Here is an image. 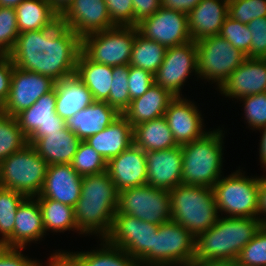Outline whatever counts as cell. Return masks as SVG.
I'll return each instance as SVG.
<instances>
[{"label": "cell", "mask_w": 266, "mask_h": 266, "mask_svg": "<svg viewBox=\"0 0 266 266\" xmlns=\"http://www.w3.org/2000/svg\"><path fill=\"white\" fill-rule=\"evenodd\" d=\"M222 130L181 145L182 184L212 188L221 177Z\"/></svg>", "instance_id": "cell-4"}, {"label": "cell", "mask_w": 266, "mask_h": 266, "mask_svg": "<svg viewBox=\"0 0 266 266\" xmlns=\"http://www.w3.org/2000/svg\"><path fill=\"white\" fill-rule=\"evenodd\" d=\"M15 11L19 33L50 28L60 20L47 0H24Z\"/></svg>", "instance_id": "cell-32"}, {"label": "cell", "mask_w": 266, "mask_h": 266, "mask_svg": "<svg viewBox=\"0 0 266 266\" xmlns=\"http://www.w3.org/2000/svg\"><path fill=\"white\" fill-rule=\"evenodd\" d=\"M217 210L230 217L258 218L259 178H246L237 171L212 187Z\"/></svg>", "instance_id": "cell-10"}, {"label": "cell", "mask_w": 266, "mask_h": 266, "mask_svg": "<svg viewBox=\"0 0 266 266\" xmlns=\"http://www.w3.org/2000/svg\"><path fill=\"white\" fill-rule=\"evenodd\" d=\"M24 0H0V7L16 8Z\"/></svg>", "instance_id": "cell-57"}, {"label": "cell", "mask_w": 266, "mask_h": 266, "mask_svg": "<svg viewBox=\"0 0 266 266\" xmlns=\"http://www.w3.org/2000/svg\"><path fill=\"white\" fill-rule=\"evenodd\" d=\"M201 0H161V7L180 11L187 15L200 3Z\"/></svg>", "instance_id": "cell-51"}, {"label": "cell", "mask_w": 266, "mask_h": 266, "mask_svg": "<svg viewBox=\"0 0 266 266\" xmlns=\"http://www.w3.org/2000/svg\"><path fill=\"white\" fill-rule=\"evenodd\" d=\"M133 144L145 152L178 146L164 116L133 126Z\"/></svg>", "instance_id": "cell-31"}, {"label": "cell", "mask_w": 266, "mask_h": 266, "mask_svg": "<svg viewBox=\"0 0 266 266\" xmlns=\"http://www.w3.org/2000/svg\"><path fill=\"white\" fill-rule=\"evenodd\" d=\"M14 64L9 54H0V107L7 100Z\"/></svg>", "instance_id": "cell-48"}, {"label": "cell", "mask_w": 266, "mask_h": 266, "mask_svg": "<svg viewBox=\"0 0 266 266\" xmlns=\"http://www.w3.org/2000/svg\"><path fill=\"white\" fill-rule=\"evenodd\" d=\"M128 75L129 65L113 67V80L109 98L106 102L108 105L115 108L120 114H123L131 102L128 87Z\"/></svg>", "instance_id": "cell-39"}, {"label": "cell", "mask_w": 266, "mask_h": 266, "mask_svg": "<svg viewBox=\"0 0 266 266\" xmlns=\"http://www.w3.org/2000/svg\"><path fill=\"white\" fill-rule=\"evenodd\" d=\"M54 88L56 113L65 121L95 101L90 90L75 73L56 81Z\"/></svg>", "instance_id": "cell-28"}, {"label": "cell", "mask_w": 266, "mask_h": 266, "mask_svg": "<svg viewBox=\"0 0 266 266\" xmlns=\"http://www.w3.org/2000/svg\"><path fill=\"white\" fill-rule=\"evenodd\" d=\"M136 28L143 38L156 41L166 48L180 46L192 40L188 29V15L163 7L152 16L140 20Z\"/></svg>", "instance_id": "cell-13"}, {"label": "cell", "mask_w": 266, "mask_h": 266, "mask_svg": "<svg viewBox=\"0 0 266 266\" xmlns=\"http://www.w3.org/2000/svg\"><path fill=\"white\" fill-rule=\"evenodd\" d=\"M166 50L164 45L143 38L137 33L133 42L129 65L155 74L163 62Z\"/></svg>", "instance_id": "cell-34"}, {"label": "cell", "mask_w": 266, "mask_h": 266, "mask_svg": "<svg viewBox=\"0 0 266 266\" xmlns=\"http://www.w3.org/2000/svg\"><path fill=\"white\" fill-rule=\"evenodd\" d=\"M219 89L234 98L266 92V58L247 57Z\"/></svg>", "instance_id": "cell-21"}, {"label": "cell", "mask_w": 266, "mask_h": 266, "mask_svg": "<svg viewBox=\"0 0 266 266\" xmlns=\"http://www.w3.org/2000/svg\"><path fill=\"white\" fill-rule=\"evenodd\" d=\"M172 221L194 237L207 231L218 220L212 188L180 184L169 191Z\"/></svg>", "instance_id": "cell-5"}, {"label": "cell", "mask_w": 266, "mask_h": 266, "mask_svg": "<svg viewBox=\"0 0 266 266\" xmlns=\"http://www.w3.org/2000/svg\"><path fill=\"white\" fill-rule=\"evenodd\" d=\"M42 214L44 230L66 231L77 229L72 206L48 198H37Z\"/></svg>", "instance_id": "cell-33"}, {"label": "cell", "mask_w": 266, "mask_h": 266, "mask_svg": "<svg viewBox=\"0 0 266 266\" xmlns=\"http://www.w3.org/2000/svg\"><path fill=\"white\" fill-rule=\"evenodd\" d=\"M236 263L237 266H266V224L241 250Z\"/></svg>", "instance_id": "cell-40"}, {"label": "cell", "mask_w": 266, "mask_h": 266, "mask_svg": "<svg viewBox=\"0 0 266 266\" xmlns=\"http://www.w3.org/2000/svg\"><path fill=\"white\" fill-rule=\"evenodd\" d=\"M104 242L103 248L99 251L77 253L83 266H140L127 252L105 240Z\"/></svg>", "instance_id": "cell-35"}, {"label": "cell", "mask_w": 266, "mask_h": 266, "mask_svg": "<svg viewBox=\"0 0 266 266\" xmlns=\"http://www.w3.org/2000/svg\"><path fill=\"white\" fill-rule=\"evenodd\" d=\"M136 26H115L82 38V52L93 62L107 66L129 65Z\"/></svg>", "instance_id": "cell-8"}, {"label": "cell", "mask_w": 266, "mask_h": 266, "mask_svg": "<svg viewBox=\"0 0 266 266\" xmlns=\"http://www.w3.org/2000/svg\"><path fill=\"white\" fill-rule=\"evenodd\" d=\"M263 132L261 142H260V160L263 165L266 166V126L261 128ZM266 168V167H264Z\"/></svg>", "instance_id": "cell-55"}, {"label": "cell", "mask_w": 266, "mask_h": 266, "mask_svg": "<svg viewBox=\"0 0 266 266\" xmlns=\"http://www.w3.org/2000/svg\"><path fill=\"white\" fill-rule=\"evenodd\" d=\"M192 70L198 73L197 45L193 40L167 48L163 62L154 74L155 84L175 97L180 96L181 87Z\"/></svg>", "instance_id": "cell-15"}, {"label": "cell", "mask_w": 266, "mask_h": 266, "mask_svg": "<svg viewBox=\"0 0 266 266\" xmlns=\"http://www.w3.org/2000/svg\"><path fill=\"white\" fill-rule=\"evenodd\" d=\"M26 196L20 192L0 187V232L2 245L12 234L15 225V215Z\"/></svg>", "instance_id": "cell-37"}, {"label": "cell", "mask_w": 266, "mask_h": 266, "mask_svg": "<svg viewBox=\"0 0 266 266\" xmlns=\"http://www.w3.org/2000/svg\"><path fill=\"white\" fill-rule=\"evenodd\" d=\"M192 102L176 96L167 107L164 117L178 145L201 138L206 132L202 130V118Z\"/></svg>", "instance_id": "cell-22"}, {"label": "cell", "mask_w": 266, "mask_h": 266, "mask_svg": "<svg viewBox=\"0 0 266 266\" xmlns=\"http://www.w3.org/2000/svg\"><path fill=\"white\" fill-rule=\"evenodd\" d=\"M154 84V74L129 65L128 87L131 101L144 95Z\"/></svg>", "instance_id": "cell-45"}, {"label": "cell", "mask_w": 266, "mask_h": 266, "mask_svg": "<svg viewBox=\"0 0 266 266\" xmlns=\"http://www.w3.org/2000/svg\"><path fill=\"white\" fill-rule=\"evenodd\" d=\"M251 34L250 58H266V16L247 24Z\"/></svg>", "instance_id": "cell-47"}, {"label": "cell", "mask_w": 266, "mask_h": 266, "mask_svg": "<svg viewBox=\"0 0 266 266\" xmlns=\"http://www.w3.org/2000/svg\"><path fill=\"white\" fill-rule=\"evenodd\" d=\"M219 35L250 58L252 34L247 25L227 16L221 26Z\"/></svg>", "instance_id": "cell-41"}, {"label": "cell", "mask_w": 266, "mask_h": 266, "mask_svg": "<svg viewBox=\"0 0 266 266\" xmlns=\"http://www.w3.org/2000/svg\"><path fill=\"white\" fill-rule=\"evenodd\" d=\"M263 224V218L218 217L211 228L195 237L193 263L236 261Z\"/></svg>", "instance_id": "cell-2"}, {"label": "cell", "mask_w": 266, "mask_h": 266, "mask_svg": "<svg viewBox=\"0 0 266 266\" xmlns=\"http://www.w3.org/2000/svg\"><path fill=\"white\" fill-rule=\"evenodd\" d=\"M50 6L61 15L68 6L73 2V0H47Z\"/></svg>", "instance_id": "cell-54"}, {"label": "cell", "mask_w": 266, "mask_h": 266, "mask_svg": "<svg viewBox=\"0 0 266 266\" xmlns=\"http://www.w3.org/2000/svg\"><path fill=\"white\" fill-rule=\"evenodd\" d=\"M28 144L17 119L0 111V163Z\"/></svg>", "instance_id": "cell-36"}, {"label": "cell", "mask_w": 266, "mask_h": 266, "mask_svg": "<svg viewBox=\"0 0 266 266\" xmlns=\"http://www.w3.org/2000/svg\"><path fill=\"white\" fill-rule=\"evenodd\" d=\"M60 22L81 39L115 27L110 20L105 0H73L60 15Z\"/></svg>", "instance_id": "cell-17"}, {"label": "cell", "mask_w": 266, "mask_h": 266, "mask_svg": "<svg viewBox=\"0 0 266 266\" xmlns=\"http://www.w3.org/2000/svg\"><path fill=\"white\" fill-rule=\"evenodd\" d=\"M111 22L115 26H134L132 0H105Z\"/></svg>", "instance_id": "cell-46"}, {"label": "cell", "mask_w": 266, "mask_h": 266, "mask_svg": "<svg viewBox=\"0 0 266 266\" xmlns=\"http://www.w3.org/2000/svg\"><path fill=\"white\" fill-rule=\"evenodd\" d=\"M55 82L51 77L14 66L10 91L0 111L15 117L21 111L30 108L41 96L54 89Z\"/></svg>", "instance_id": "cell-14"}, {"label": "cell", "mask_w": 266, "mask_h": 266, "mask_svg": "<svg viewBox=\"0 0 266 266\" xmlns=\"http://www.w3.org/2000/svg\"><path fill=\"white\" fill-rule=\"evenodd\" d=\"M85 142L108 162L133 144V126L121 114L109 126Z\"/></svg>", "instance_id": "cell-25"}, {"label": "cell", "mask_w": 266, "mask_h": 266, "mask_svg": "<svg viewBox=\"0 0 266 266\" xmlns=\"http://www.w3.org/2000/svg\"><path fill=\"white\" fill-rule=\"evenodd\" d=\"M117 203L118 191L107 171L83 176L81 196L74 207L78 230L100 233L104 239L111 230Z\"/></svg>", "instance_id": "cell-3"}, {"label": "cell", "mask_w": 266, "mask_h": 266, "mask_svg": "<svg viewBox=\"0 0 266 266\" xmlns=\"http://www.w3.org/2000/svg\"><path fill=\"white\" fill-rule=\"evenodd\" d=\"M15 118L29 144L49 133L66 128L65 120L56 113L55 88L41 96L30 108L18 113Z\"/></svg>", "instance_id": "cell-16"}, {"label": "cell", "mask_w": 266, "mask_h": 266, "mask_svg": "<svg viewBox=\"0 0 266 266\" xmlns=\"http://www.w3.org/2000/svg\"><path fill=\"white\" fill-rule=\"evenodd\" d=\"M49 266H83L76 253H55L50 257Z\"/></svg>", "instance_id": "cell-52"}, {"label": "cell", "mask_w": 266, "mask_h": 266, "mask_svg": "<svg viewBox=\"0 0 266 266\" xmlns=\"http://www.w3.org/2000/svg\"><path fill=\"white\" fill-rule=\"evenodd\" d=\"M70 164L81 176L99 174L107 171V162L85 141H81Z\"/></svg>", "instance_id": "cell-38"}, {"label": "cell", "mask_w": 266, "mask_h": 266, "mask_svg": "<svg viewBox=\"0 0 266 266\" xmlns=\"http://www.w3.org/2000/svg\"><path fill=\"white\" fill-rule=\"evenodd\" d=\"M198 75L214 80L219 88L247 58L241 50L234 48L220 35L196 41Z\"/></svg>", "instance_id": "cell-11"}, {"label": "cell", "mask_w": 266, "mask_h": 266, "mask_svg": "<svg viewBox=\"0 0 266 266\" xmlns=\"http://www.w3.org/2000/svg\"><path fill=\"white\" fill-rule=\"evenodd\" d=\"M113 67L91 61L82 51L79 54L75 74L93 95L95 101L106 102L112 85Z\"/></svg>", "instance_id": "cell-30"}, {"label": "cell", "mask_w": 266, "mask_h": 266, "mask_svg": "<svg viewBox=\"0 0 266 266\" xmlns=\"http://www.w3.org/2000/svg\"><path fill=\"white\" fill-rule=\"evenodd\" d=\"M32 199L34 197H26L19 205L13 234L1 246L24 248L25 244L37 241L46 233L38 200Z\"/></svg>", "instance_id": "cell-24"}, {"label": "cell", "mask_w": 266, "mask_h": 266, "mask_svg": "<svg viewBox=\"0 0 266 266\" xmlns=\"http://www.w3.org/2000/svg\"><path fill=\"white\" fill-rule=\"evenodd\" d=\"M115 214H127L155 225L172 219L170 194L149 184L127 188L118 192Z\"/></svg>", "instance_id": "cell-9"}, {"label": "cell", "mask_w": 266, "mask_h": 266, "mask_svg": "<svg viewBox=\"0 0 266 266\" xmlns=\"http://www.w3.org/2000/svg\"><path fill=\"white\" fill-rule=\"evenodd\" d=\"M47 167L45 159L28 143L0 163V187L36 197L44 185Z\"/></svg>", "instance_id": "cell-6"}, {"label": "cell", "mask_w": 266, "mask_h": 266, "mask_svg": "<svg viewBox=\"0 0 266 266\" xmlns=\"http://www.w3.org/2000/svg\"><path fill=\"white\" fill-rule=\"evenodd\" d=\"M82 39L60 20L50 28L19 33L9 53L19 69L59 81L75 73Z\"/></svg>", "instance_id": "cell-1"}, {"label": "cell", "mask_w": 266, "mask_h": 266, "mask_svg": "<svg viewBox=\"0 0 266 266\" xmlns=\"http://www.w3.org/2000/svg\"><path fill=\"white\" fill-rule=\"evenodd\" d=\"M184 266H199V263H192V264H187V265H184Z\"/></svg>", "instance_id": "cell-58"}, {"label": "cell", "mask_w": 266, "mask_h": 266, "mask_svg": "<svg viewBox=\"0 0 266 266\" xmlns=\"http://www.w3.org/2000/svg\"><path fill=\"white\" fill-rule=\"evenodd\" d=\"M228 16L247 25L266 16V0H228Z\"/></svg>", "instance_id": "cell-42"}, {"label": "cell", "mask_w": 266, "mask_h": 266, "mask_svg": "<svg viewBox=\"0 0 266 266\" xmlns=\"http://www.w3.org/2000/svg\"><path fill=\"white\" fill-rule=\"evenodd\" d=\"M227 16L228 0H201L188 14L191 39L196 42L205 37L219 35Z\"/></svg>", "instance_id": "cell-23"}, {"label": "cell", "mask_w": 266, "mask_h": 266, "mask_svg": "<svg viewBox=\"0 0 266 266\" xmlns=\"http://www.w3.org/2000/svg\"><path fill=\"white\" fill-rule=\"evenodd\" d=\"M266 214V177L259 178V190H258V214ZM266 224V219H264Z\"/></svg>", "instance_id": "cell-53"}, {"label": "cell", "mask_w": 266, "mask_h": 266, "mask_svg": "<svg viewBox=\"0 0 266 266\" xmlns=\"http://www.w3.org/2000/svg\"><path fill=\"white\" fill-rule=\"evenodd\" d=\"M199 266H237L236 261H208L199 263Z\"/></svg>", "instance_id": "cell-56"}, {"label": "cell", "mask_w": 266, "mask_h": 266, "mask_svg": "<svg viewBox=\"0 0 266 266\" xmlns=\"http://www.w3.org/2000/svg\"><path fill=\"white\" fill-rule=\"evenodd\" d=\"M194 255L195 237L182 225L170 220L158 226L153 249L139 263L149 266H184L193 263Z\"/></svg>", "instance_id": "cell-7"}, {"label": "cell", "mask_w": 266, "mask_h": 266, "mask_svg": "<svg viewBox=\"0 0 266 266\" xmlns=\"http://www.w3.org/2000/svg\"><path fill=\"white\" fill-rule=\"evenodd\" d=\"M174 98L170 91L154 84L144 95L132 100L122 115L132 126L158 119L165 115Z\"/></svg>", "instance_id": "cell-27"}, {"label": "cell", "mask_w": 266, "mask_h": 266, "mask_svg": "<svg viewBox=\"0 0 266 266\" xmlns=\"http://www.w3.org/2000/svg\"><path fill=\"white\" fill-rule=\"evenodd\" d=\"M121 114L107 102L94 101L90 106L68 118L65 123L81 141L101 132Z\"/></svg>", "instance_id": "cell-26"}, {"label": "cell", "mask_w": 266, "mask_h": 266, "mask_svg": "<svg viewBox=\"0 0 266 266\" xmlns=\"http://www.w3.org/2000/svg\"><path fill=\"white\" fill-rule=\"evenodd\" d=\"M18 35L15 8L0 7V54H9L14 49Z\"/></svg>", "instance_id": "cell-43"}, {"label": "cell", "mask_w": 266, "mask_h": 266, "mask_svg": "<svg viewBox=\"0 0 266 266\" xmlns=\"http://www.w3.org/2000/svg\"><path fill=\"white\" fill-rule=\"evenodd\" d=\"M81 140L68 127L38 138L32 145L48 165L70 164Z\"/></svg>", "instance_id": "cell-29"}, {"label": "cell", "mask_w": 266, "mask_h": 266, "mask_svg": "<svg viewBox=\"0 0 266 266\" xmlns=\"http://www.w3.org/2000/svg\"><path fill=\"white\" fill-rule=\"evenodd\" d=\"M82 178L71 164L48 165L44 185L37 198H48L74 208L81 196Z\"/></svg>", "instance_id": "cell-20"}, {"label": "cell", "mask_w": 266, "mask_h": 266, "mask_svg": "<svg viewBox=\"0 0 266 266\" xmlns=\"http://www.w3.org/2000/svg\"><path fill=\"white\" fill-rule=\"evenodd\" d=\"M158 225L127 214H115L109 234V244L127 252L140 262L152 249Z\"/></svg>", "instance_id": "cell-12"}, {"label": "cell", "mask_w": 266, "mask_h": 266, "mask_svg": "<svg viewBox=\"0 0 266 266\" xmlns=\"http://www.w3.org/2000/svg\"><path fill=\"white\" fill-rule=\"evenodd\" d=\"M244 101L246 120L253 128L266 126V92L241 97Z\"/></svg>", "instance_id": "cell-44"}, {"label": "cell", "mask_w": 266, "mask_h": 266, "mask_svg": "<svg viewBox=\"0 0 266 266\" xmlns=\"http://www.w3.org/2000/svg\"><path fill=\"white\" fill-rule=\"evenodd\" d=\"M181 145L170 149L146 152L147 184L172 190L182 184Z\"/></svg>", "instance_id": "cell-18"}, {"label": "cell", "mask_w": 266, "mask_h": 266, "mask_svg": "<svg viewBox=\"0 0 266 266\" xmlns=\"http://www.w3.org/2000/svg\"><path fill=\"white\" fill-rule=\"evenodd\" d=\"M16 249H20L19 251ZM23 248L5 247L0 245V266H38L39 263L31 261L21 254Z\"/></svg>", "instance_id": "cell-49"}, {"label": "cell", "mask_w": 266, "mask_h": 266, "mask_svg": "<svg viewBox=\"0 0 266 266\" xmlns=\"http://www.w3.org/2000/svg\"><path fill=\"white\" fill-rule=\"evenodd\" d=\"M134 9V26L161 8V0H132Z\"/></svg>", "instance_id": "cell-50"}, {"label": "cell", "mask_w": 266, "mask_h": 266, "mask_svg": "<svg viewBox=\"0 0 266 266\" xmlns=\"http://www.w3.org/2000/svg\"><path fill=\"white\" fill-rule=\"evenodd\" d=\"M107 173L118 192L147 184L146 152L132 144L107 162Z\"/></svg>", "instance_id": "cell-19"}]
</instances>
